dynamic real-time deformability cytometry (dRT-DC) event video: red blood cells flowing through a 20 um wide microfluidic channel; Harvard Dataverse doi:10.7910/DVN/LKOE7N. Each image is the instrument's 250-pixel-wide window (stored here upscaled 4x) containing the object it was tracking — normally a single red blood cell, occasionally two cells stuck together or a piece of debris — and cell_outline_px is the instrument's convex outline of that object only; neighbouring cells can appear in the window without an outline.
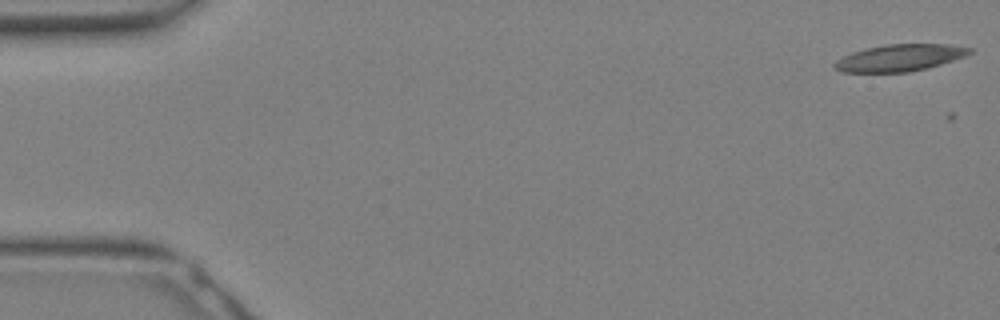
{"species": "Egyptian fruit bat (a non-hibernating species)", "species_latin": "Rousettus aegyptiacus", "temperature_condition": "warm", "stored_images_in_passage": 2, "camera_frame_rate_fps": 3000, "um_per_image_px": 0.085, "animal": {"sex": "female"}, "frame": {"image": 1, "passage_image": 1, "time_ms": 0.0, "image_size_px": [1000, 320], "cell_outline_px": [[972, 52], [964, 56], [928, 68], [908, 72], [844, 72], [832, 68], [832, 64], [836, 60], [852, 52], [884, 44], [948, 44], [972, 48]], "centroid_in_image_um": [76.45, 4.91], "position_along_channel_um": 8.6, "area_um2": 21.04}}